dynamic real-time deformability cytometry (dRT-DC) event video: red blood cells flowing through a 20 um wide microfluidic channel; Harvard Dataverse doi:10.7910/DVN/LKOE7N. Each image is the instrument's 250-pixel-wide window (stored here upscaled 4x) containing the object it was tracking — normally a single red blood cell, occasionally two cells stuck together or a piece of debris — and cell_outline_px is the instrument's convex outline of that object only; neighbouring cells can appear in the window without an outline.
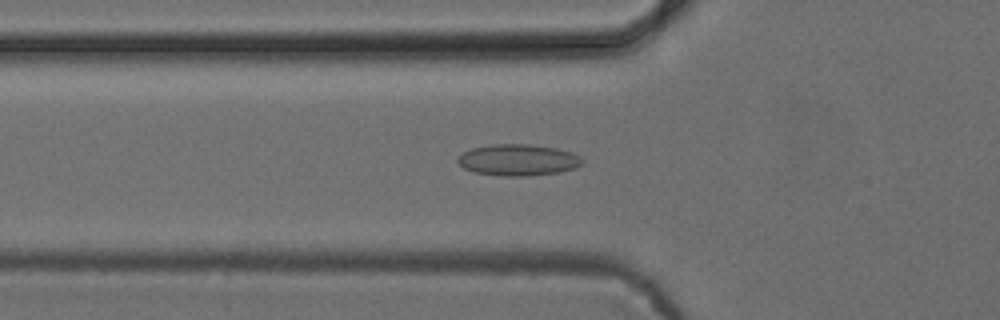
{"species": "common noctule bat (a hibernating species)", "species_latin": "Nyctalus noctula", "temperature_condition": "cold", "stored_images_in_passage": 40, "camera_frame_rate_fps": 3000, "um_per_image_px": 0.085, "animal": {"sex": "female", "body_mass_g": 24.6, "forearm_length_mm": 56.2}, "frame": {"image": 1, "passage_image": 6, "time_ms": 1.667, "image_size_px": [1000, 320], "cell_outline_px": [[584, 164], [576, 168], [560, 172], [528, 176], [504, 176], [476, 172], [464, 168], [456, 160], [464, 152], [472, 148], [492, 144], [528, 144], [556, 148], [572, 152], [580, 156], [584, 160]], "centroid_in_image_um": [44.1, 13.6], "position_along_channel_um": 81.7, "area_um2": 22.83}}
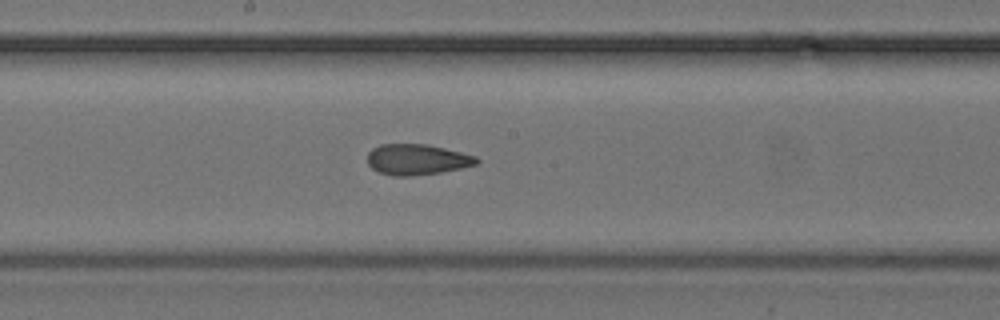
{"frame": {"image": 2, "passage_image": 16, "time_ms": 5.0, "image_size_px": [1000, 320], "cell_outline_px": [[480, 160], [476, 164], [460, 168], [440, 172], [412, 176], [392, 176], [380, 172], [372, 168], [368, 164], [368, 152], [372, 148], [380, 144], [428, 144], [476, 156]], "centroid_in_image_um": [35.42, 13.55], "position_along_channel_um": 212.8, "area_um2": 19.48}}
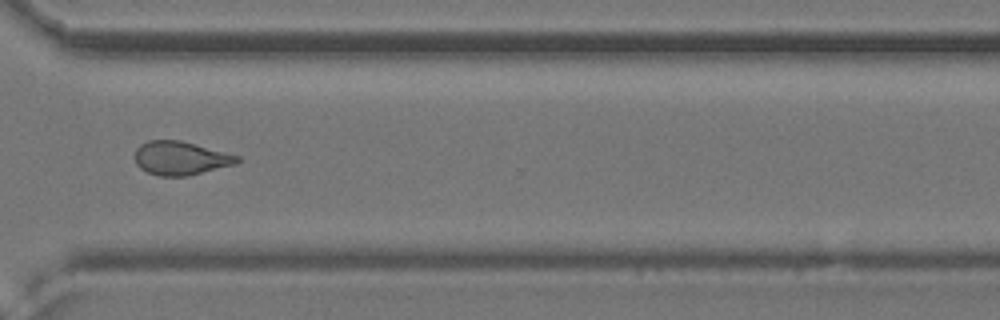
{"frame": {"image": 3, "passage_image": 27, "time_ms": 8.667, "image_size_px": [1000, 320], "cell_outline_px": [[240, 160], [236, 164], [188, 176], [160, 176], [148, 172], [140, 168], [136, 164], [136, 148], [140, 144], [148, 140], [180, 140], [240, 156]], "centroid_in_image_um": [15.35, 13.44], "position_along_channel_um": 355.2, "area_um2": 20.0}, "authors_computed_cell_mechanics": {"area_um2": 20.0855, "velocity_mm_per_s": 3.8934, "shape_relaxation_time_tau1_ms": null, "shape_relaxation_time_tau2_ms": 2.1069, "deformation_change_tau1": null, "deformation_change_tau2": 0.0888}}